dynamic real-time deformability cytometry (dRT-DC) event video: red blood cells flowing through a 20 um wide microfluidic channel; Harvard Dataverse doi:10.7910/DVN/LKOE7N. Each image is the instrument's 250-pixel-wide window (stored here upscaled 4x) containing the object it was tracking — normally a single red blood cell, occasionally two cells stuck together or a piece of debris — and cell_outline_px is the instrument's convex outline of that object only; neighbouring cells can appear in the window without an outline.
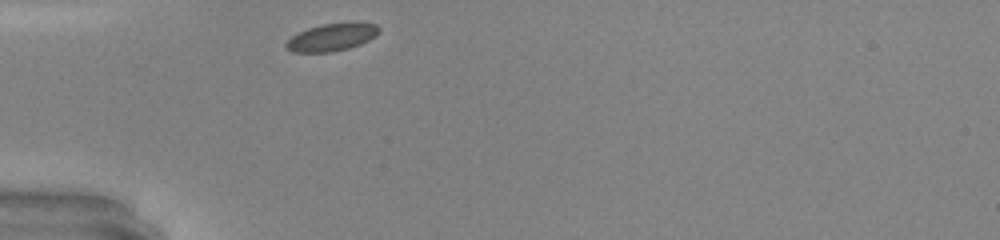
{"species": "common noctule bat (a hibernating species)", "species_latin": "Nyctalus noctula", "temperature_condition": "warm", "stored_images_in_passage": 25, "camera_frame_rate_fps": 3000, "um_per_image_px": 0.085, "animal": {"sex": "male", "body_mass_g": 20.0, "forearm_length_mm": 53.3}, "frame": {"image": 1, "passage_image": 1, "time_ms": 0.0, "image_size_px": [1000, 240], "cell_outline_px": [[380, 32], [376, 36], [360, 44], [348, 48], [332, 52], [292, 52], [284, 44], [292, 36], [308, 28], [324, 24], [352, 20], [376, 24], [380, 28]], "centroid_in_image_um": [28.27, 3.13], "position_along_channel_um": 56.7, "area_um2": 15.14}}
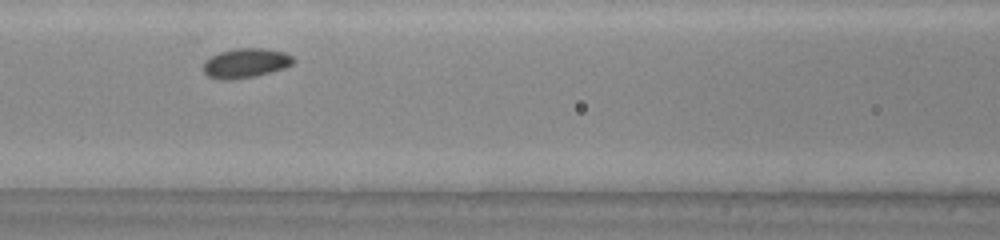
{"frame": {"image": 2, "passage_image": 8, "time_ms": 2.333, "image_size_px": [1000, 240], "cell_outline_px": [[292, 64], [284, 68], [256, 76], [228, 80], [220, 80], [208, 76], [204, 72], [204, 60], [220, 52], [236, 48], [264, 48], [284, 52], [292, 56]], "centroid_in_image_um": [20.86, 5.36], "position_along_channel_um": 145.7, "area_um2": 15.37}, "authors_computed_cell_mechanics": {"area_um2": 15.1436, "velocity_mm_per_s": 4.2354, "shape_relaxation_time_tau1_ms": 1.0439, "shape_relaxation_time_tau2_ms": 2.2578, "deformation_change_tau1": 0.0593, "deformation_change_tau2": 0.0518}}